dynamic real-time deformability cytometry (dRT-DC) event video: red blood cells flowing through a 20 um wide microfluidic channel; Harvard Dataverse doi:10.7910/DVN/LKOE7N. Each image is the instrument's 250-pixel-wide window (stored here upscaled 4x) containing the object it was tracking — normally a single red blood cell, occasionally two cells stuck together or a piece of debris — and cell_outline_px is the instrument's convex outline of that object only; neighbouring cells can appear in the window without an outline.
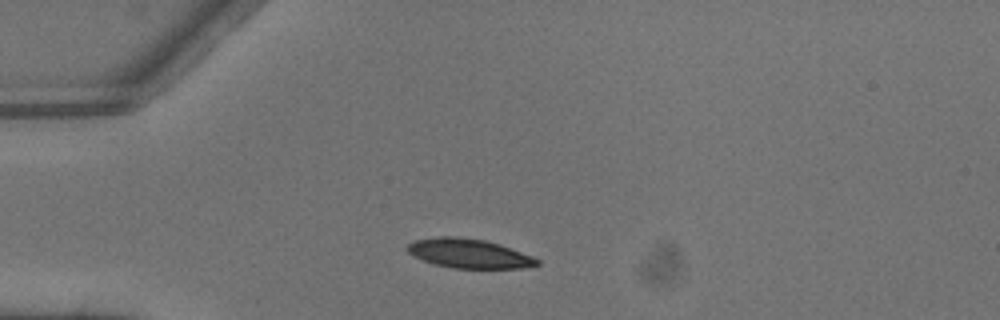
{"species": "common noctule bat (a hibernating species)", "species_latin": "Nyctalus noctula", "temperature_condition": "warm", "stored_images_in_passage": 2, "camera_frame_rate_fps": 3000, "um_per_image_px": 0.085, "animal": {"sex": "male", "body_mass_g": 13.3}, "frame": {"image": 1, "passage_image": 1, "time_ms": 0.0, "image_size_px": [1000, 320], "cell_outline_px": [[540, 264], [520, 268], [452, 268], [436, 264], [412, 256], [408, 252], [408, 244], [416, 240], [440, 236], [448, 236], [484, 240], [500, 244], [532, 256], [540, 260]], "centroid_in_image_um": [39.87, 21.55], "position_along_channel_um": 45.1, "area_um2": 21.79}}